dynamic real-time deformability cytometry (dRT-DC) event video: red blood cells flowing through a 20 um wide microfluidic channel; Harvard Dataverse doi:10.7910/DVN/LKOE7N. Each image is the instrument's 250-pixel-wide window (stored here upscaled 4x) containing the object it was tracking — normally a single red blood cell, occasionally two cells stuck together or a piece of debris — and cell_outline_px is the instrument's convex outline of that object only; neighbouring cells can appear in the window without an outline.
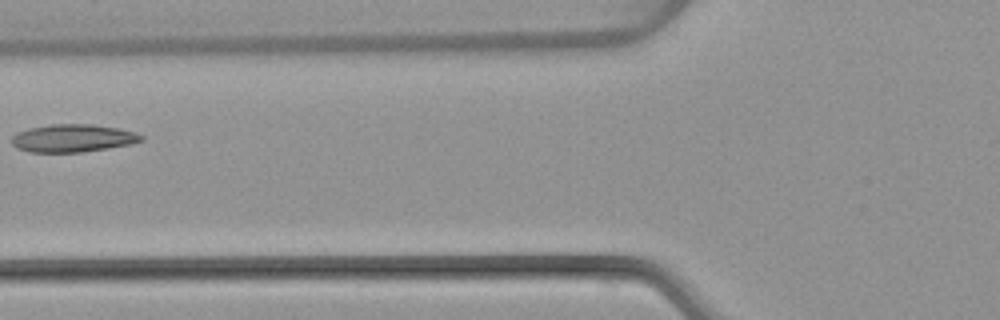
{"species": "common noctule bat (a hibernating species)", "species_latin": "Nyctalus noctula", "temperature_condition": "warm", "stored_images_in_passage": 5, "camera_frame_rate_fps": 3000, "um_per_image_px": 0.085, "animal": {"sex": "female", "body_mass_g": 22.7, "forearm_length_mm": 54.2}, "frame": {"image": 1, "passage_image": 5, "time_ms": 5.0, "image_size_px": [1000, 320], "cell_outline_px": [[144, 140], [132, 144], [108, 148], [80, 152], [28, 152], [16, 148], [12, 144], [12, 136], [16, 132], [28, 128], [52, 124], [92, 124], [120, 128], [136, 132], [144, 136]], "centroid_in_image_um": [6.2, 11.74], "position_along_channel_um": 119.6, "area_um2": 21.21}}